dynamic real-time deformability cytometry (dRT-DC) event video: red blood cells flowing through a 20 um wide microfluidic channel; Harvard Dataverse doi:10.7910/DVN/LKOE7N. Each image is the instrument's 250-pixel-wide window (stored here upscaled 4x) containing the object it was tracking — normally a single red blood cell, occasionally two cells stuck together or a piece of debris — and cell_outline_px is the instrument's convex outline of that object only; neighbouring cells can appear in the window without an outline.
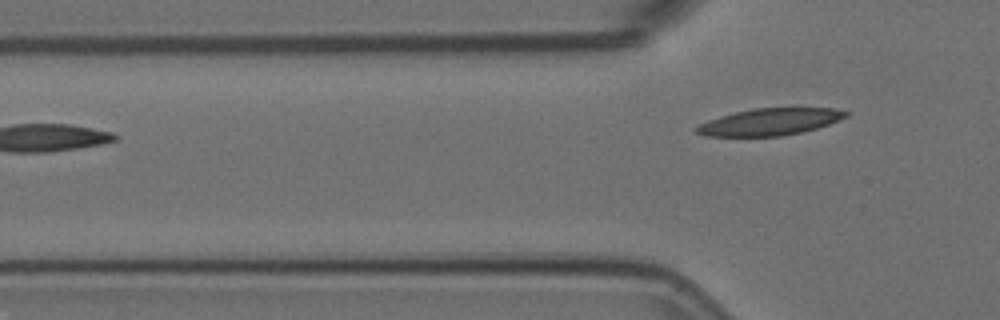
{"species": "Egyptian fruit bat (a non-hibernating species)", "species_latin": "Rousettus aegyptiacus", "temperature_condition": "room temperature", "stored_images_in_passage": 5, "camera_frame_rate_fps": 3000, "um_per_image_px": 0.085, "animal": {"sex": "female"}, "frame": {"image": 1, "passage_image": 5, "time_ms": 1.333, "image_size_px": [1000, 320], "cell_outline_px": [[852, 112], [848, 116], [828, 124], [816, 128], [800, 132], [780, 136], [704, 136], [696, 132], [692, 128], [708, 120], [720, 116], [752, 108], [836, 108]], "centroid_in_image_um": [65.43, 10.35], "position_along_channel_um": 60.4, "area_um2": 23.41}}